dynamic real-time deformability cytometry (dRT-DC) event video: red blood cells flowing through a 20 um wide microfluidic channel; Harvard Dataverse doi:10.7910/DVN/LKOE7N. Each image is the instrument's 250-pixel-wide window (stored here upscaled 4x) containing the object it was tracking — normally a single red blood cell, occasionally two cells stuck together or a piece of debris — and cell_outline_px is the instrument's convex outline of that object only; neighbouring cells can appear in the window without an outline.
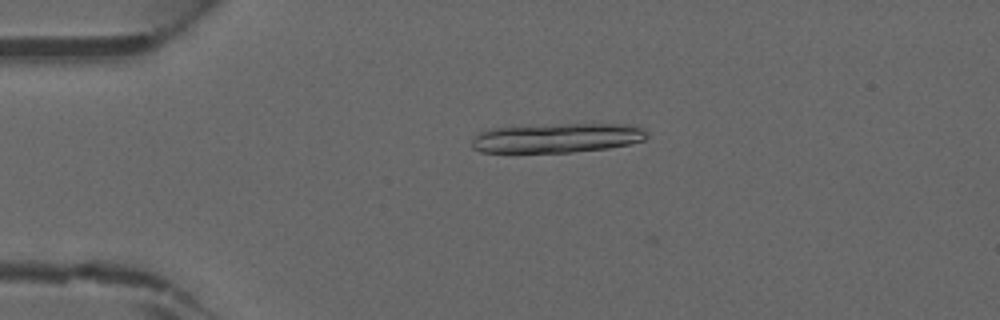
{"species": "common noctule bat (a hibernating species)", "species_latin": "Nyctalus noctula", "temperature_condition": "warm", "stored_images_in_passage": 14, "camera_frame_rate_fps": 3000, "um_per_image_px": 0.085, "animal": {"sex": "male", "forearm_length_mm": 52.5}, "frame": {"image": 1, "passage_image": 8, "time_ms": 2.333, "image_size_px": [1000, 320], "cell_outline_px": [[648, 136], [644, 140], [628, 144], [608, 148], [572, 152], [480, 152], [472, 148], [472, 140], [480, 132], [492, 128], [564, 124], [636, 124], [644, 128], [648, 132]], "centroid_in_image_um": [47.42, 11.72], "position_along_channel_um": 37.6, "area_um2": 30.0}}